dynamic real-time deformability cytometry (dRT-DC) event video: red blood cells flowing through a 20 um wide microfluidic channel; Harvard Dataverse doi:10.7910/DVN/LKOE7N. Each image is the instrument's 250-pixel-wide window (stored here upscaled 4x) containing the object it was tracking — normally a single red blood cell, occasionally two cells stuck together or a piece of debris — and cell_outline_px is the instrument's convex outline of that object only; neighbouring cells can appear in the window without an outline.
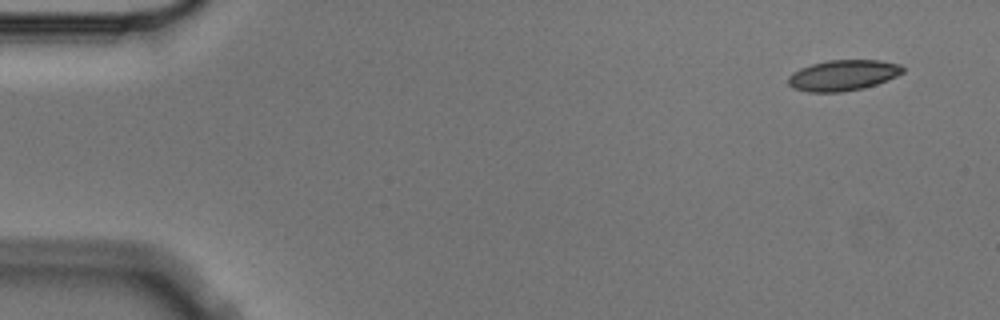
{"species": "Egyptian fruit bat (a non-hibernating species)", "species_latin": "Rousettus aegyptiacus", "temperature_condition": "cold", "stored_images_in_passage": 4, "camera_frame_rate_fps": 3000, "um_per_image_px": 0.085, "animal": {"sex": "male"}, "frame": {"image": 1, "passage_image": 1, "time_ms": 0.0, "image_size_px": [1000, 320], "cell_outline_px": [[904, 72], [896, 76], [876, 84], [864, 88], [840, 92], [808, 92], [792, 88], [788, 84], [788, 76], [792, 72], [800, 68], [812, 64], [828, 60], [880, 60], [900, 64], [904, 68]], "centroid_in_image_um": [71.63, 6.4], "position_along_channel_um": 13.4, "area_um2": 20.58}}
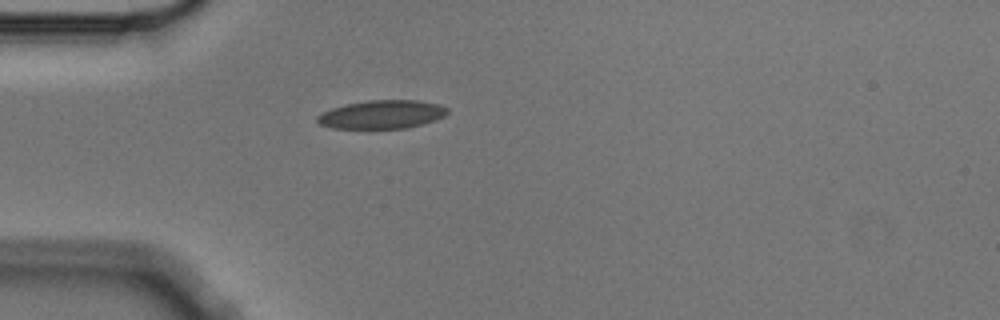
{"frame": {"image": 2, "passage_image": 4, "time_ms": 1.0, "image_size_px": [1000, 320], "cell_outline_px": [[448, 112], [444, 116], [436, 120], [408, 128], [332, 128], [320, 124], [316, 120], [316, 116], [332, 108], [348, 104], [368, 100], [416, 100], [436, 104], [448, 108]], "centroid_in_image_um": [32.47, 9.73], "position_along_channel_um": 52.5, "area_um2": 21.39}}